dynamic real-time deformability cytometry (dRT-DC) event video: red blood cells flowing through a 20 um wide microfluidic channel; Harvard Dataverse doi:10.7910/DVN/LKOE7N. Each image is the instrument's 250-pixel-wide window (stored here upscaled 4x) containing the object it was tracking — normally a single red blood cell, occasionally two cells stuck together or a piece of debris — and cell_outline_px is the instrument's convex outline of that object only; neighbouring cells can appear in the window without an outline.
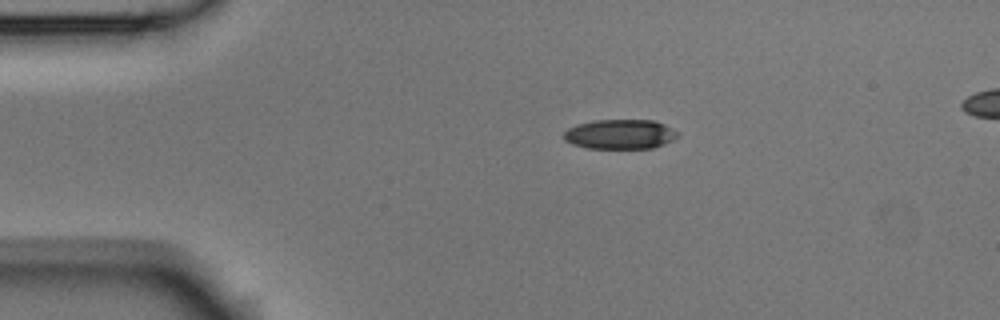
{"species": "Egyptian fruit bat (a non-hibernating species)", "species_latin": "Rousettus aegyptiacus", "temperature_condition": "room temperature", "stored_images_in_passage": 5, "camera_frame_rate_fps": 3000, "um_per_image_px": 0.085, "animal": {"sex": "male"}, "frame": {"image": 1, "passage_image": 1, "time_ms": 0.0, "image_size_px": [1000, 320], "cell_outline_px": [[680, 136], [664, 144], [652, 148], [588, 148], [572, 144], [564, 140], [564, 132], [568, 128], [576, 124], [592, 120], [656, 120], [680, 132]], "centroid_in_image_um": [52.73, 11.4], "position_along_channel_um": 32.3, "area_um2": 19.88}}
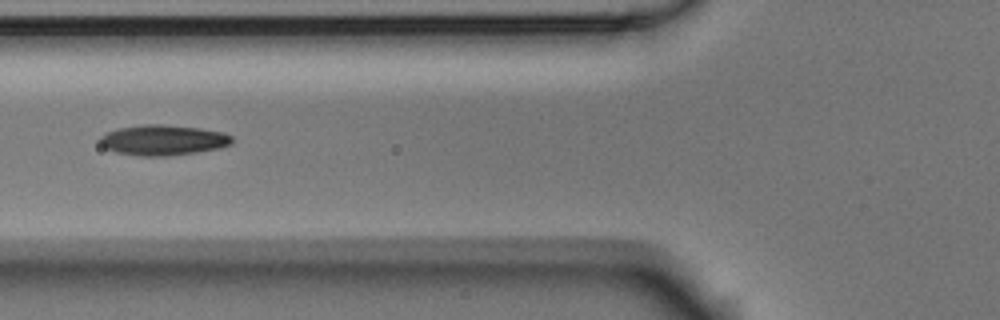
{"frame": {"image": 2, "passage_image": 4, "time_ms": 1.0, "image_size_px": [1000, 320], "cell_outline_px": [[232, 140], [228, 144], [220, 148], [196, 152], [168, 156], [140, 156], [116, 152], [104, 148], [100, 144], [100, 136], [108, 132], [120, 128], [144, 124], [164, 124], [200, 128], [224, 132], [232, 136]], "centroid_in_image_um": [13.85, 11.9], "position_along_channel_um": 111.9, "area_um2": 23.35}}
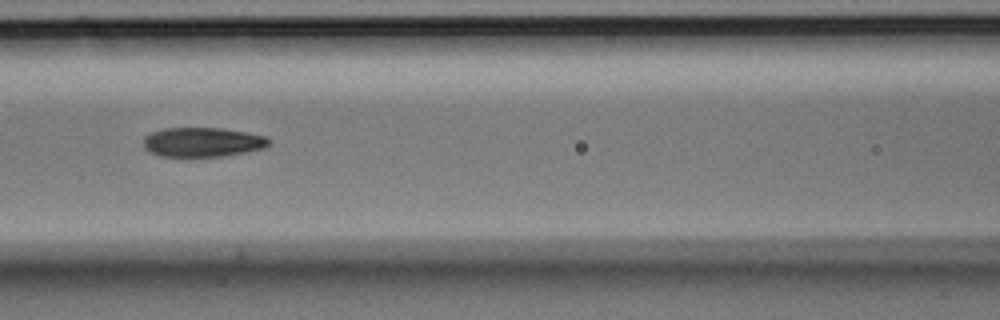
{"frame": {"image": 3, "passage_image": 5, "time_ms": 1.333, "image_size_px": [1000, 320], "cell_outline_px": [[268, 144], [264, 148], [224, 156], [160, 156], [144, 148], [144, 136], [152, 132], [164, 128], [220, 128], [244, 132], [264, 136], [268, 140]], "centroid_in_image_um": [17.17, 12.08], "position_along_channel_um": 149.4, "area_um2": 21.15}}